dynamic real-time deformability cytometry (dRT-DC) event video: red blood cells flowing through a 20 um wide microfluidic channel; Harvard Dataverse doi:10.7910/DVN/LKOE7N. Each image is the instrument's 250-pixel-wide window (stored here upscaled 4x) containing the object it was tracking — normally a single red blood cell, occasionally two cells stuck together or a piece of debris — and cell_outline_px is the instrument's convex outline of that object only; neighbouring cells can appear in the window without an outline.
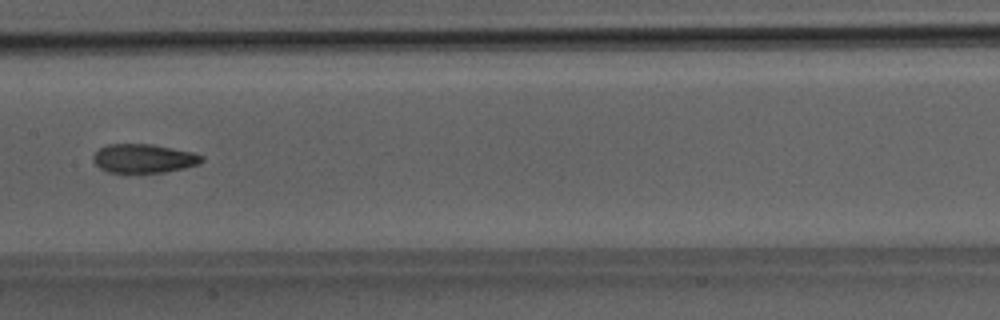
{"species": "Egyptian fruit bat (a non-hibernating species)", "species_latin": "Rousettus aegyptiacus", "temperature_condition": "room temperature", "stored_images_in_passage": 52, "camera_frame_rate_fps": 3000, "um_per_image_px": 0.085, "animal": {"sex": "male"}, "frame": {"image": 1, "passage_image": 27, "time_ms": 8.667, "image_size_px": [1000, 320], "cell_outline_px": [[204, 160], [200, 164], [184, 168], [164, 172], [108, 172], [100, 168], [92, 160], [92, 156], [100, 148], [108, 144], [152, 144], [192, 152], [204, 156]], "centroid_in_image_um": [12.23, 13.46], "position_along_channel_um": 195.2, "area_um2": 18.21}}
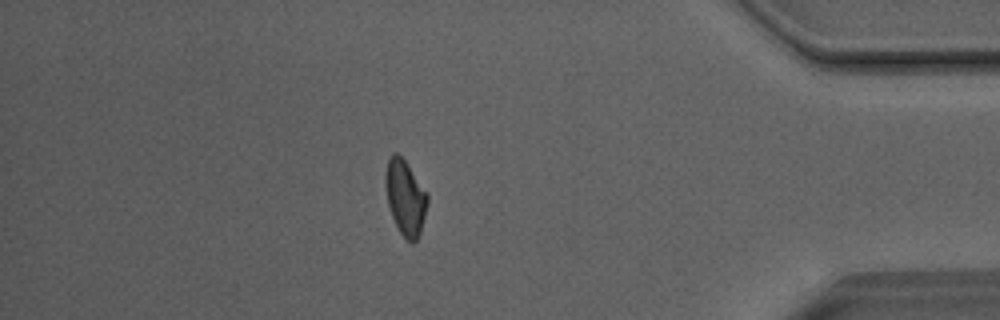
{"frame": {"image": 2, "passage_image": 45, "time_ms": 14.667, "image_size_px": [1000, 320], "cell_outline_px": [[428, 204], [420, 236], [412, 244], [404, 240], [392, 216], [388, 204], [384, 180], [384, 176], [388, 160], [392, 152], [396, 152], [404, 160], [428, 192]], "centroid_in_image_um": [34.46, 16.82], "position_along_channel_um": 400.7, "area_um2": 18.67}}
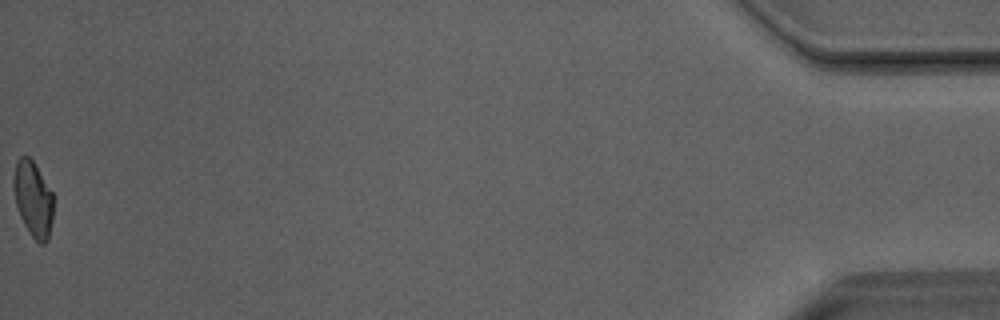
{"frame": {"image": 3, "passage_image": 52, "time_ms": 17.0, "image_size_px": [1000, 320], "cell_outline_px": [[52, 220], [48, 240], [44, 244], [40, 244], [32, 236], [24, 224], [20, 216], [16, 204], [12, 188], [12, 176], [16, 160], [20, 156], [28, 156], [32, 160], [52, 192]], "centroid_in_image_um": [2.78, 16.89], "position_along_channel_um": 432.4, "area_um2": 17.51}, "authors_computed_cell_mechanics": {"area_um2": 18.9006, "velocity_mm_per_s": 4.0561, "shape_relaxation_time_tau1_ms": 7.1004, "shape_relaxation_time_tau2_ms": 2.0352, "deformation_change_tau1": 0.1666, "deformation_change_tau2": 0.0815}}